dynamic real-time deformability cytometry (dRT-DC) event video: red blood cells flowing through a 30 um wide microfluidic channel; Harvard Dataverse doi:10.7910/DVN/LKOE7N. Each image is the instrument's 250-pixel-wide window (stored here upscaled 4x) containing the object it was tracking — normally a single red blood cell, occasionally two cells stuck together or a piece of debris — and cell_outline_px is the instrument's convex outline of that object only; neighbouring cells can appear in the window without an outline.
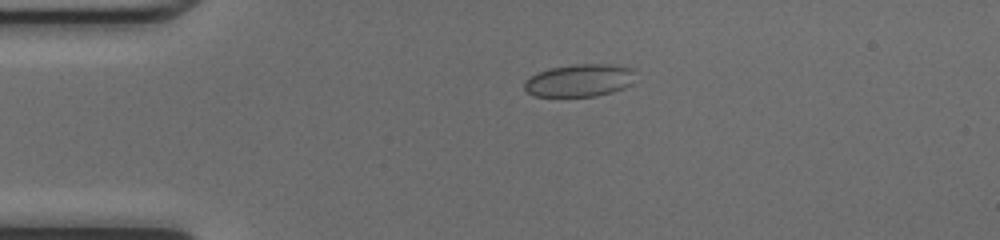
{"species": "common noctule bat (a hibernating species)", "species_latin": "Nyctalus noctula", "temperature_condition": "cold", "stored_images_in_passage": 39, "camera_frame_rate_fps": 3000, "um_per_image_px": 0.085, "animal": {"sex": "female", "body_mass_g": 17.0, "forearm_length_mm": 48.0}, "frame": {"image": 1, "passage_image": 1, "time_ms": 0.0, "image_size_px": [1000, 240], "cell_outline_px": [[632, 84], [624, 88], [612, 92], [596, 96], [532, 96], [524, 88], [524, 80], [528, 76], [536, 72], [548, 68], [576, 64], [608, 64], [632, 68]], "centroid_in_image_um": [49.19, 6.83], "position_along_channel_um": 35.8, "area_um2": 21.15}}
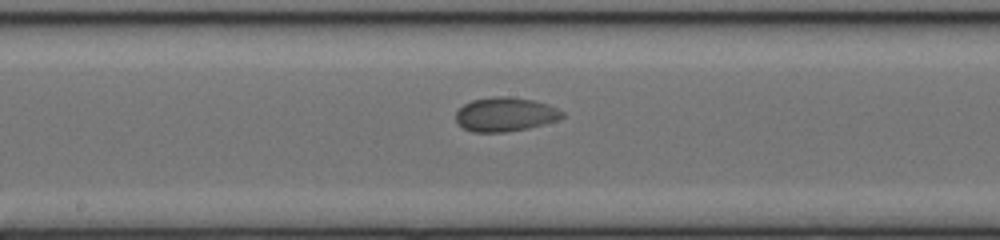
{"frame": {"image": 2, "passage_image": 16, "time_ms": 5.0, "image_size_px": [1000, 240], "cell_outline_px": [[564, 116], [556, 120], [544, 124], [528, 128], [504, 132], [472, 132], [464, 128], [456, 120], [456, 112], [464, 104], [472, 100], [492, 96], [512, 96], [532, 100], [548, 104], [564, 112]], "centroid_in_image_um": [42.94, 9.71], "position_along_channel_um": 205.3, "area_um2": 21.1}}
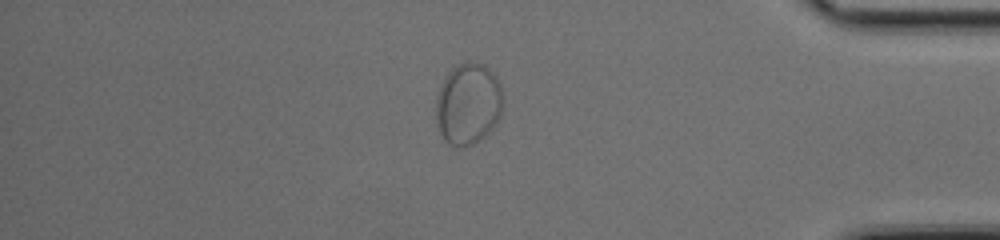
{"frame": {"image": 3, "passage_image": 32, "time_ms": 10.333, "image_size_px": [1000, 240], "cell_outline_px": [[504, 104], [500, 116], [496, 124], [484, 136], [472, 144], [448, 144], [444, 140], [436, 124], [436, 96], [444, 76], [456, 64], [464, 60], [472, 60], [484, 64], [496, 76], [500, 84], [504, 96]], "centroid_in_image_um": [39.8, 8.75], "position_along_channel_um": 395.4, "area_um2": 32.31}, "authors_computed_cell_mechanics": {"area_um2": 21.1548, "velocity_mm_per_s": 4.1641, "shape_relaxation_time_tau1_ms": 2.924, "shape_relaxation_time_tau2_ms": null, "deformation_change_tau1": 0.0859, "deformation_change_tau2": null}}